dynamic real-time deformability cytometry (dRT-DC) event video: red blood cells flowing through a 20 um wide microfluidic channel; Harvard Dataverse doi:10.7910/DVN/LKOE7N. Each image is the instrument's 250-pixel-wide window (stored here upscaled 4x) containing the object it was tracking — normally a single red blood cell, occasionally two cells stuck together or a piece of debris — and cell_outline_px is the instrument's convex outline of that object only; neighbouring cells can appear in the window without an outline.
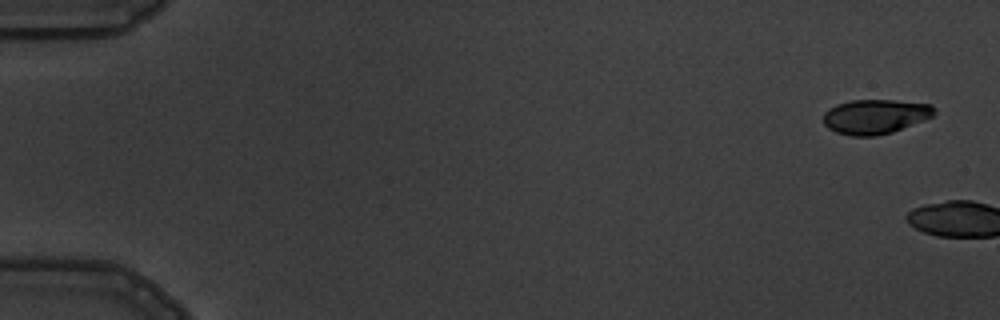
{"species": "common noctule bat (a hibernating species)", "species_latin": "Nyctalus noctula", "temperature_condition": "warm", "stored_images_in_passage": 2, "camera_frame_rate_fps": 3000, "um_per_image_px": 0.085, "animal": {"sex": "male", "body_mass_g": 19.5, "forearm_length_mm": 54.6}, "frame": {"image": 1, "passage_image": 1, "time_ms": 0.0, "image_size_px": [1000, 320], "cell_outline_px": [[936, 112], [932, 116], [924, 120], [892, 132], [876, 136], [852, 136], [836, 132], [828, 128], [824, 124], [824, 112], [828, 108], [836, 104], [852, 100], [896, 100], [932, 104], [936, 108]], "centroid_in_image_um": [74.4, 9.9], "position_along_channel_um": 10.6, "area_um2": 22.48}}